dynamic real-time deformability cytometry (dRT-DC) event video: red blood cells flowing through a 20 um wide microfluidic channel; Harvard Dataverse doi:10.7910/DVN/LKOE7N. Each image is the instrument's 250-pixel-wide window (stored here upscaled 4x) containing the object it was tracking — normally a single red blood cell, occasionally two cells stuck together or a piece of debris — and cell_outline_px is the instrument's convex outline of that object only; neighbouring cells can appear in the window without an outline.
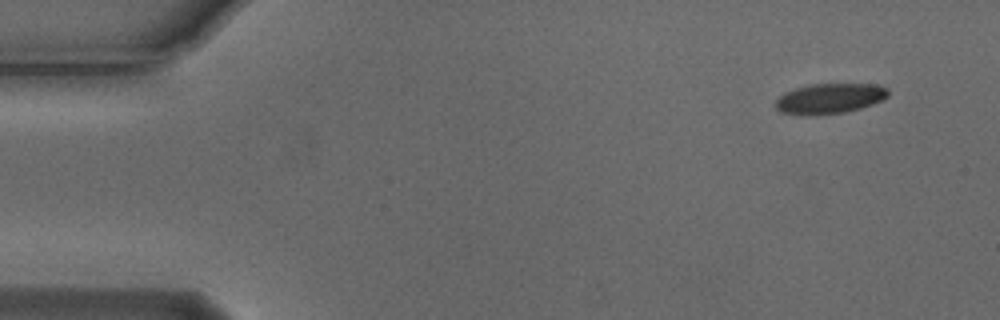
{"species": "Egyptian fruit bat (a non-hibernating species)", "species_latin": "Rousettus aegyptiacus", "temperature_condition": "cold", "stored_images_in_passage": 4, "camera_frame_rate_fps": 3000, "um_per_image_px": 0.085, "animal": {"sex": "male"}, "frame": {"image": 1, "passage_image": 1, "time_ms": 0.0, "image_size_px": [1000, 320], "cell_outline_px": [[888, 96], [884, 100], [860, 108], [844, 112], [808, 116], [804, 116], [780, 112], [776, 108], [776, 100], [784, 92], [808, 84], [876, 84], [888, 88]], "centroid_in_image_um": [70.51, 8.38], "position_along_channel_um": 14.5, "area_um2": 20.0}}
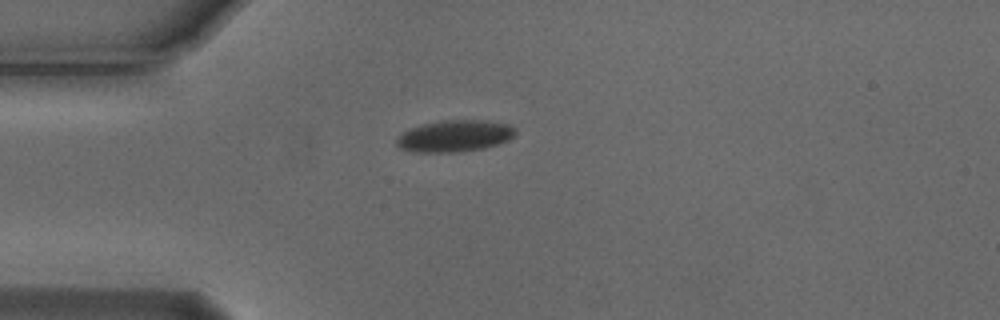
{"frame": {"image": 2, "passage_image": 4, "time_ms": 1.0, "image_size_px": [1000, 320], "cell_outline_px": [[516, 132], [508, 140], [484, 148], [456, 152], [416, 152], [400, 148], [396, 144], [396, 140], [400, 132], [424, 124], [440, 120], [484, 120], [508, 124], [516, 128]], "centroid_in_image_um": [38.63, 11.55], "position_along_channel_um": 46.4, "area_um2": 21.85}}